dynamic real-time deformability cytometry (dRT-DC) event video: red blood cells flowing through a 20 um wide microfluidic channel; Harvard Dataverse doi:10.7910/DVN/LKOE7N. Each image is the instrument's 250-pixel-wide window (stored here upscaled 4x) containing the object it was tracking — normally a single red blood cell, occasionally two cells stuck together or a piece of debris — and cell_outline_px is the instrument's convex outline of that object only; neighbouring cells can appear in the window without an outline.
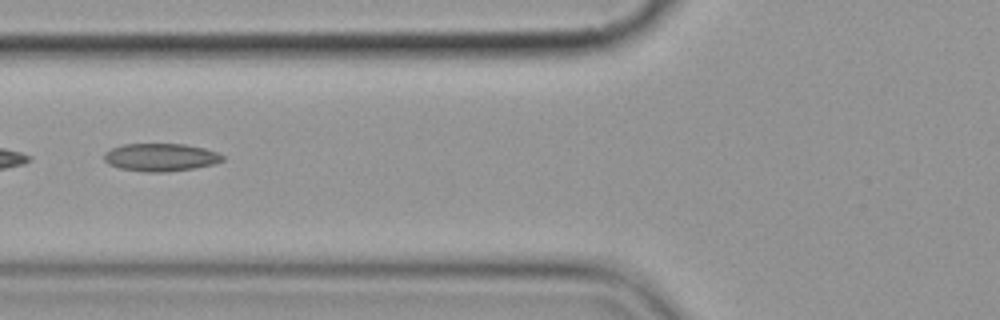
{"species": "common noctule bat (a hibernating species)", "species_latin": "Nyctalus noctula", "temperature_condition": "cold", "stored_images_in_passage": 3, "camera_frame_rate_fps": 3000, "um_per_image_px": 0.085, "animal": {"sex": "female", "body_mass_g": 19.9}, "frame": {"image": 1, "passage_image": 2, "time_ms": 1.0, "image_size_px": [1000, 320], "cell_outline_px": [[224, 160], [212, 164], [192, 168], [164, 172], [148, 172], [120, 168], [108, 164], [104, 160], [104, 152], [112, 148], [124, 144], [184, 144], [204, 148], [216, 152], [224, 156]], "centroid_in_image_um": [13.63, 13.36], "position_along_channel_um": 112.2, "area_um2": 19.02}}
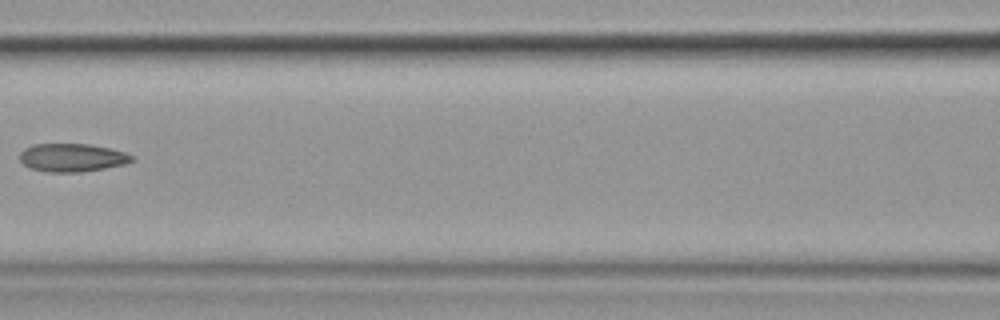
{"frame": {"image": 2, "passage_image": 3, "time_ms": 2.333, "image_size_px": [1000, 320], "cell_outline_px": [[136, 160], [124, 164], [104, 168], [80, 172], [48, 172], [32, 168], [24, 164], [20, 160], [20, 152], [24, 148], [32, 144], [88, 144], [112, 148], [124, 152], [132, 156]], "centroid_in_image_um": [6.14, 13.39], "position_along_channel_um": 160.5, "area_um2": 18.38}}